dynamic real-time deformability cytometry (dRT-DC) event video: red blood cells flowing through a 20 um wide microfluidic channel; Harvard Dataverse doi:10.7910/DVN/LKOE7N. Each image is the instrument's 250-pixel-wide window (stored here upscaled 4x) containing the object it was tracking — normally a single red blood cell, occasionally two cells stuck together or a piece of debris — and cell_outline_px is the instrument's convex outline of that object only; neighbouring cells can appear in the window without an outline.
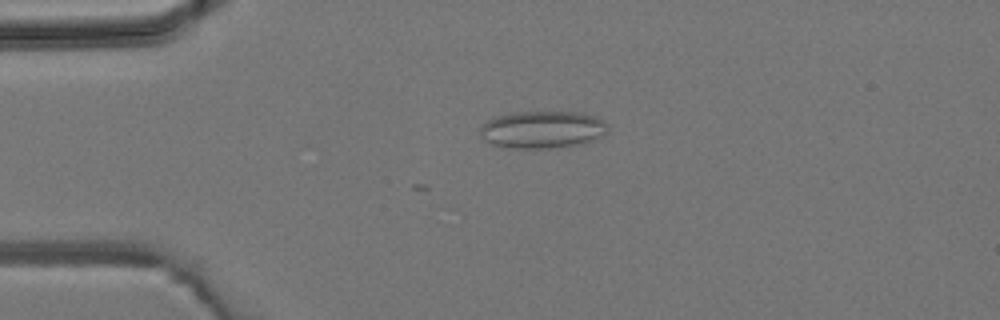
{"species": "common noctule bat (a hibernating species)", "species_latin": "Nyctalus noctula", "temperature_condition": "room temperature", "stored_images_in_passage": 2, "camera_frame_rate_fps": 3000, "um_per_image_px": 0.085, "animal": {"sex": "male", "body_mass_g": 19.2, "forearm_length_mm": 51.8}, "frame": {"image": 1, "passage_image": 1, "time_ms": 0.0, "image_size_px": [1000, 320], "cell_outline_px": [[608, 132], [604, 136], [568, 148], [500, 148], [484, 140], [480, 132], [480, 128], [492, 116], [512, 112], [576, 112], [596, 116], [604, 120], [608, 124]], "centroid_in_image_um": [46.12, 11.03], "position_along_channel_um": 38.9, "area_um2": 28.44}}